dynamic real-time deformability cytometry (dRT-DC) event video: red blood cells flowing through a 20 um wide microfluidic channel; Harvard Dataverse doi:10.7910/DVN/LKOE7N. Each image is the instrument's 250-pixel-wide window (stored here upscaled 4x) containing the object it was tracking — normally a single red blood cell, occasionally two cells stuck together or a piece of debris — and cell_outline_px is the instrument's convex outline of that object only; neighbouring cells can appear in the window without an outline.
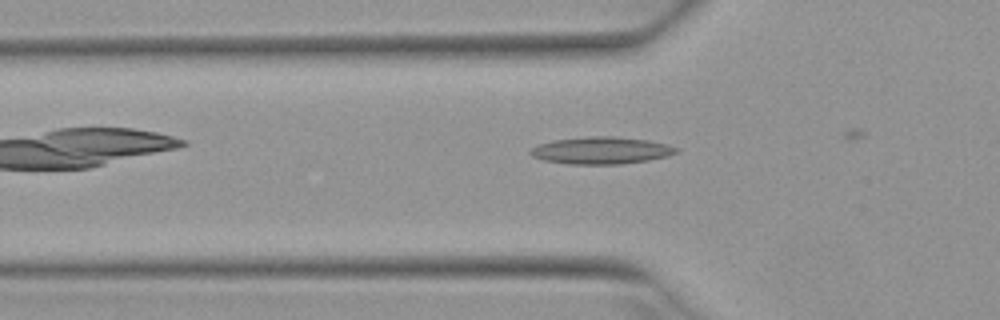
{"species": "Egyptian fruit bat (a non-hibernating species)", "species_latin": "Rousettus aegyptiacus", "temperature_condition": "warm", "stored_images_in_passage": 4, "camera_frame_rate_fps": 3000, "um_per_image_px": 0.085, "animal": {"sex": "female"}, "frame": {"image": 1, "passage_image": 2, "time_ms": 0.333, "image_size_px": [1000, 320], "cell_outline_px": [[680, 152], [668, 156], [648, 160], [620, 164], [568, 164], [544, 160], [532, 156], [528, 152], [536, 144], [552, 140], [588, 136], [612, 136], [648, 140], [668, 144], [680, 148]], "centroid_in_image_um": [51.12, 12.78], "position_along_channel_um": 74.7, "area_um2": 23.29}}